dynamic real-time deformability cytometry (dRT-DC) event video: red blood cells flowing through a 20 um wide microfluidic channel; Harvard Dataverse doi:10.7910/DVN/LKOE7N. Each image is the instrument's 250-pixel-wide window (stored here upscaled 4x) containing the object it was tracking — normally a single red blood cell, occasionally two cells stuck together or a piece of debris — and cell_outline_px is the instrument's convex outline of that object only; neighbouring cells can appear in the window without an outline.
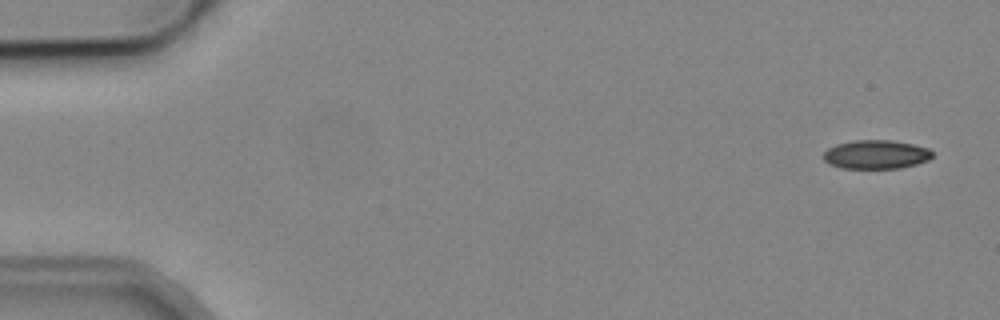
{"species": "common noctule bat (a hibernating species)", "species_latin": "Nyctalus noctula", "temperature_condition": "cold", "stored_images_in_passage": 5, "camera_frame_rate_fps": 3000, "um_per_image_px": 0.085, "animal": {"sex": "male", "body_mass_g": 19.2, "forearm_length_mm": 51.8}, "frame": {"image": 1, "passage_image": 1, "time_ms": 0.0, "image_size_px": [1000, 320], "cell_outline_px": [[932, 156], [928, 160], [916, 164], [900, 168], [840, 168], [828, 164], [824, 160], [824, 152], [828, 148], [836, 144], [852, 140], [892, 140], [912, 144], [928, 148], [932, 152]], "centroid_in_image_um": [74.44, 13.13], "position_along_channel_um": 10.6, "area_um2": 18.32}}
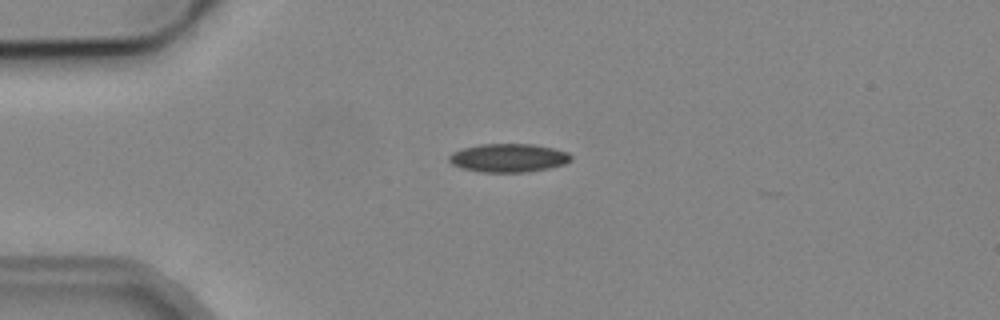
{"frame": {"image": 2, "passage_image": 4, "time_ms": 3.667, "image_size_px": [1000, 320], "cell_outline_px": [[572, 160], [564, 164], [548, 168], [528, 172], [480, 172], [460, 168], [452, 164], [448, 160], [448, 156], [452, 152], [464, 148], [480, 144], [532, 144], [552, 148], [568, 152], [572, 156]], "centroid_in_image_um": [43.2, 13.42], "position_along_channel_um": 41.8, "area_um2": 20.29}}